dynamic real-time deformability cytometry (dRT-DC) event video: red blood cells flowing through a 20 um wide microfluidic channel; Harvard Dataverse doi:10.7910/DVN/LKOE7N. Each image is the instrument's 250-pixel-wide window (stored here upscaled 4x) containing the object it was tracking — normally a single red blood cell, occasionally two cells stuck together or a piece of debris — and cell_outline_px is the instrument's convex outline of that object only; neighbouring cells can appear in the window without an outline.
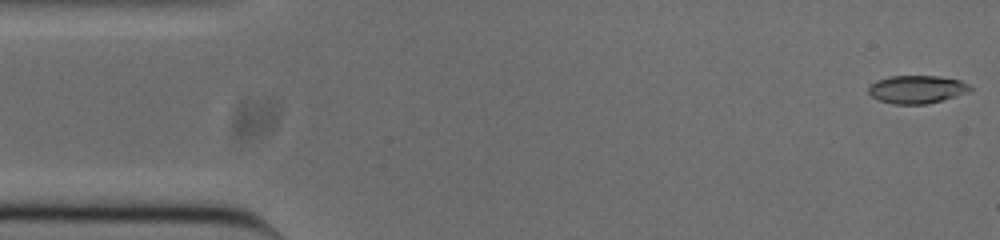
{"species": "common noctule bat (a hibernating species)", "species_latin": "Nyctalus noctula", "temperature_condition": "cold", "stored_images_in_passage": 7, "camera_frame_rate_fps": 3000, "um_per_image_px": 0.085, "animal": {"sex": "male", "body_mass_g": 20.0, "forearm_length_mm": 53.3}, "frame": {"image": 1, "passage_image": 1, "time_ms": 0.0, "image_size_px": [1000, 240], "cell_outline_px": [[972, 92], [928, 104], [892, 104], [880, 100], [872, 96], [868, 92], [868, 88], [876, 80], [888, 76], [940, 76], [960, 80], [968, 84], [972, 88]], "centroid_in_image_um": [77.97, 7.59], "position_along_channel_um": 7.0, "area_um2": 16.76}}